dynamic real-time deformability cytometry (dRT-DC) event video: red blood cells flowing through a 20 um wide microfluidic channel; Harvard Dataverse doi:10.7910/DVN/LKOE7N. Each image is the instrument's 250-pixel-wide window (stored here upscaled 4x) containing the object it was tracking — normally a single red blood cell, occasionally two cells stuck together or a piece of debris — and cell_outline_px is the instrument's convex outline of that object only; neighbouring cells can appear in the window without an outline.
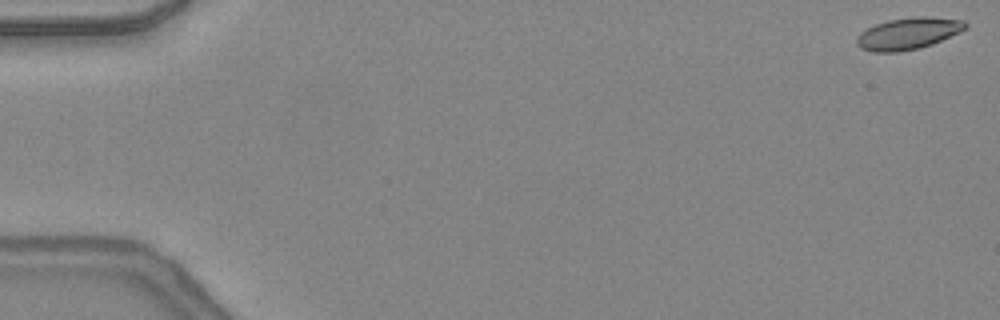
{"species": "common noctule bat (a hibernating species)", "species_latin": "Nyctalus noctula", "temperature_condition": "warm", "stored_images_in_passage": 48, "camera_frame_rate_fps": 3000, "um_per_image_px": 0.085, "animal": {"sex": "female", "body_mass_g": 24.6, "forearm_length_mm": 56.2}, "frame": {"image": 1, "passage_image": 1, "time_ms": 0.0, "image_size_px": [1000, 320], "cell_outline_px": [[968, 28], [960, 32], [932, 44], [920, 48], [900, 52], [872, 52], [860, 48], [856, 44], [856, 36], [860, 32], [876, 24], [888, 20], [916, 16], [924, 16], [964, 20], [968, 24]], "centroid_in_image_um": [77.19, 2.85], "position_along_channel_um": 7.8, "area_um2": 20.29}}
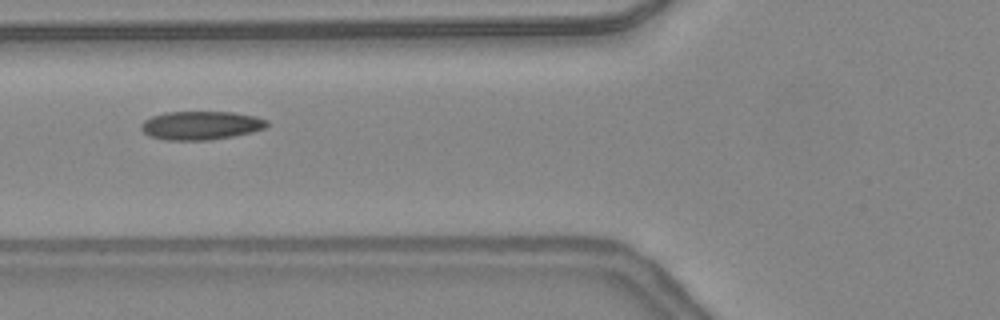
{"frame": {"image": 2, "passage_image": 19, "time_ms": 6.0, "image_size_px": [1000, 320], "cell_outline_px": [[268, 124], [264, 128], [252, 132], [212, 140], [164, 140], [148, 136], [140, 128], [140, 124], [144, 120], [152, 116], [164, 112], [232, 112], [256, 116], [268, 120]], "centroid_in_image_um": [17.05, 10.66], "position_along_channel_um": 108.8, "area_um2": 21.1}}
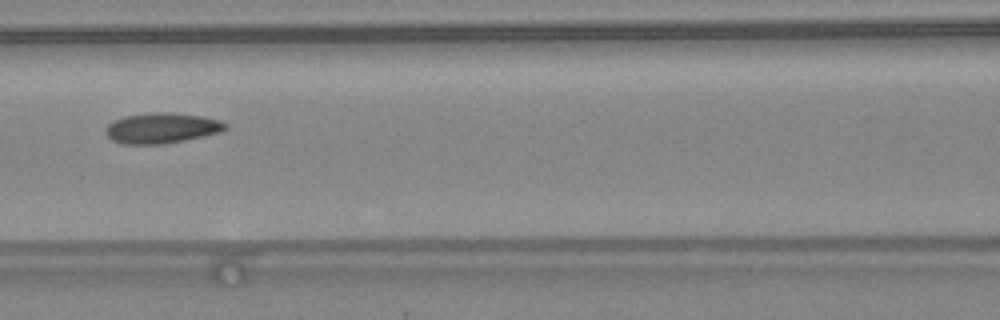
{"frame": {"image": 3, "passage_image": 22, "time_ms": 7.0, "image_size_px": [1000, 320], "cell_outline_px": [[228, 128], [220, 132], [184, 140], [164, 144], [124, 144], [112, 140], [104, 132], [104, 128], [112, 120], [124, 116], [156, 112], [164, 112], [200, 116], [220, 120], [228, 124]], "centroid_in_image_um": [13.71, 10.89], "position_along_channel_um": 152.9, "area_um2": 21.21}, "authors_computed_cell_mechanics": {"area_um2": 20.3745, "velocity_mm_per_s": 4.3729, "shape_relaxation_time_tau1_ms": 5.2629, "shape_relaxation_time_tau2_ms": 2.3853, "deformation_change_tau1": 0.1353, "deformation_change_tau2": 0.0894}}